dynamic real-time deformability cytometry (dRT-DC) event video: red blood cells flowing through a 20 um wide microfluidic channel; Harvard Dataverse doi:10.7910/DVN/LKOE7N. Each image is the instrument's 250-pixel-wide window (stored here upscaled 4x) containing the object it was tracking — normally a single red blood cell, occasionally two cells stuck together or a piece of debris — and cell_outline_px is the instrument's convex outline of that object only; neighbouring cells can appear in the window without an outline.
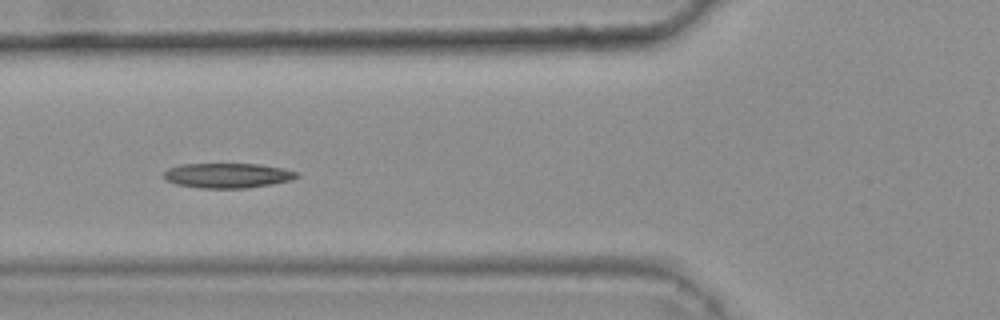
{"species": "common noctule bat (a hibernating species)", "species_latin": "Nyctalus noctula", "temperature_condition": "warm", "stored_images_in_passage": 45, "camera_frame_rate_fps": 3000, "um_per_image_px": 0.085, "animal": {"sex": "female", "body_mass_g": 25.1}, "frame": {"image": 1, "passage_image": 20, "time_ms": 6.333, "image_size_px": [1000, 320], "cell_outline_px": [[300, 176], [292, 180], [272, 184], [244, 188], [200, 188], [176, 184], [164, 180], [160, 176], [168, 168], [180, 164], [260, 164], [280, 168], [296, 172]], "centroid_in_image_um": [19.28, 14.92], "position_along_channel_um": 106.5, "area_um2": 19.36}, "authors_computed_cell_mechanics": {"area_um2": 19.363, "velocity_mm_per_s": 3.7972, "shape_relaxation_time_tau1_ms": null, "shape_relaxation_time_tau2_ms": 8.783, "deformation_change_tau1": null, "deformation_change_tau2": 0.1559}}